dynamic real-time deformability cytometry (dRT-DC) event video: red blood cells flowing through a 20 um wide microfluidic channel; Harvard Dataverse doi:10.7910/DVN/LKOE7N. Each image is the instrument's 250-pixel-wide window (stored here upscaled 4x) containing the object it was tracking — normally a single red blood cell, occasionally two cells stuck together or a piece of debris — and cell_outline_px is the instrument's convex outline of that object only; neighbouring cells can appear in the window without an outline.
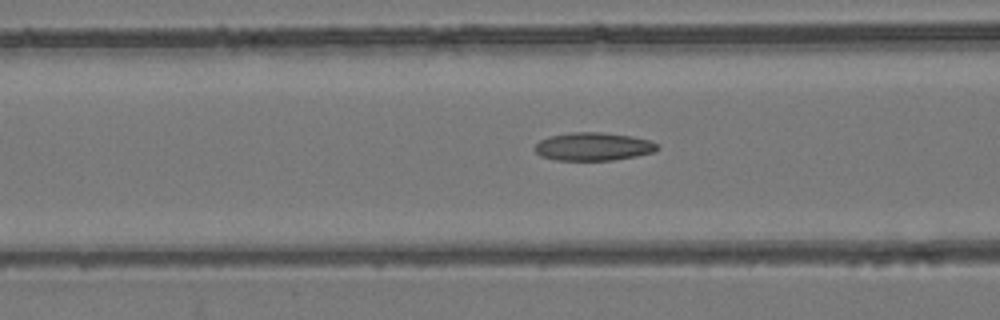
{"species": "common noctule bat (a hibernating species)", "species_latin": "Nyctalus noctula", "temperature_condition": "room temperature", "stored_images_in_passage": 35, "camera_frame_rate_fps": 3000, "um_per_image_px": 0.085, "animal": {"sex": "female", "body_mass_g": 24.6, "forearm_length_mm": 56.2}, "frame": {"image": 1, "passage_image": 7, "time_ms": 2.0, "image_size_px": [1000, 320], "cell_outline_px": [[660, 148], [656, 152], [636, 156], [612, 160], [556, 160], [540, 156], [532, 148], [540, 140], [548, 136], [572, 132], [604, 132], [632, 136], [648, 140], [660, 144]], "centroid_in_image_um": [50.44, 12.45], "position_along_channel_um": 116.2, "area_um2": 20.35}}
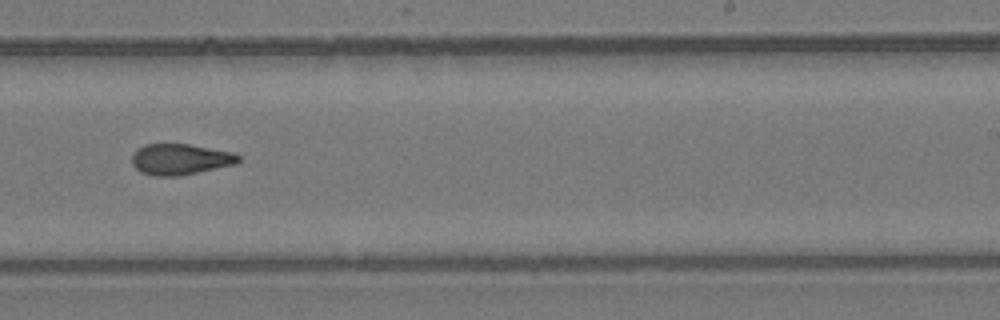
{"frame": {"image": 2, "passage_image": 19, "time_ms": 6.0, "image_size_px": [1000, 320], "cell_outline_px": [[240, 160], [236, 164], [180, 176], [156, 176], [140, 172], [132, 164], [132, 152], [136, 148], [144, 144], [188, 144], [232, 152], [240, 156]], "centroid_in_image_um": [15.29, 13.54], "position_along_channel_um": 273.7, "area_um2": 19.31}}
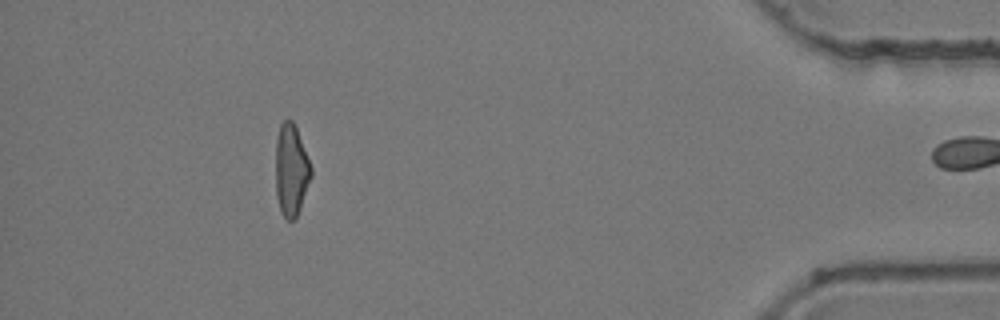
{"frame": {"image": 3, "passage_image": 34, "time_ms": 11.0, "image_size_px": [1000, 320], "cell_outline_px": [[312, 176], [300, 208], [296, 216], [292, 220], [288, 220], [280, 212], [276, 196], [276, 136], [280, 124], [284, 120], [292, 120], [296, 128], [312, 168]], "centroid_in_image_um": [24.74, 14.46], "position_along_channel_um": 410.5, "area_um2": 18.9}, "authors_computed_cell_mechanics": {"area_um2": 19.4786, "velocity_mm_per_s": 3.9397, "shape_relaxation_time_tau1_ms": null, "shape_relaxation_time_tau2_ms": 2.7208, "deformation_change_tau1": null, "deformation_change_tau2": 0.0963}}